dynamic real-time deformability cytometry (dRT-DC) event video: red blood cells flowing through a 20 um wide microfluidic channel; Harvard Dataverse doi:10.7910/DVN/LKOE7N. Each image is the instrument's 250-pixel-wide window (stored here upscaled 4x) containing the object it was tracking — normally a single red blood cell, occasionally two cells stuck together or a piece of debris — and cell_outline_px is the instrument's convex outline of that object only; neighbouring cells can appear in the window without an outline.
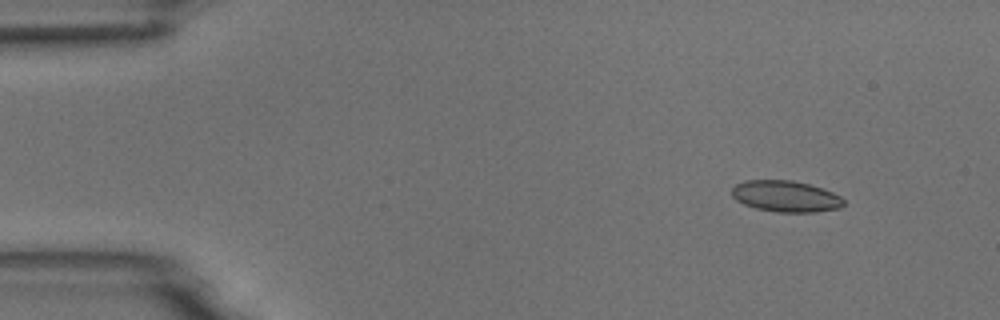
{"species": "common noctule bat (a hibernating species)", "species_latin": "Nyctalus noctula", "temperature_condition": "room temperature", "stored_images_in_passage": 50, "camera_frame_rate_fps": 3000, "um_per_image_px": 0.085, "animal": {"sex": "male", "body_mass_g": 18.8}, "frame": {"image": 1, "passage_image": 1, "time_ms": 0.0, "image_size_px": [1000, 320], "cell_outline_px": [[844, 204], [840, 208], [816, 212], [776, 212], [756, 208], [744, 204], [736, 200], [732, 196], [732, 188], [736, 184], [744, 180], [792, 180], [808, 184], [832, 192], [840, 196], [844, 200]], "centroid_in_image_um": [66.77, 16.69], "position_along_channel_um": 18.2, "area_um2": 20.35}}
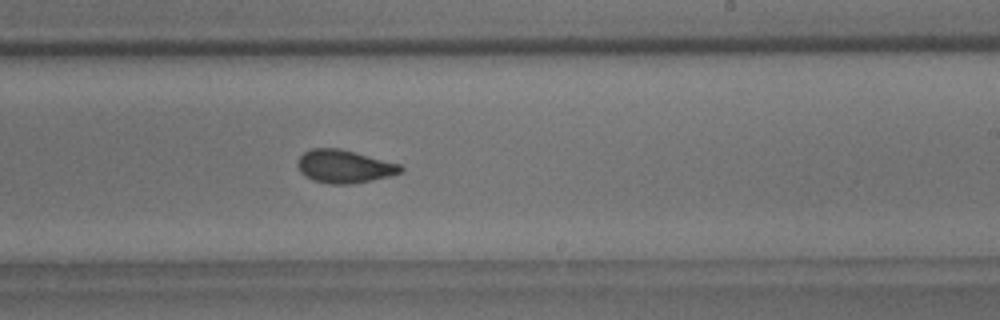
{"frame": {"image": 2, "passage_image": 28, "time_ms": 9.0, "image_size_px": [1000, 320], "cell_outline_px": [[404, 172], [372, 180], [352, 184], [332, 184], [312, 180], [304, 176], [300, 172], [296, 164], [300, 156], [304, 152], [312, 148], [340, 148], [400, 164], [404, 168]], "centroid_in_image_um": [29.25, 14.15], "position_along_channel_um": 259.8, "area_um2": 19.94}}
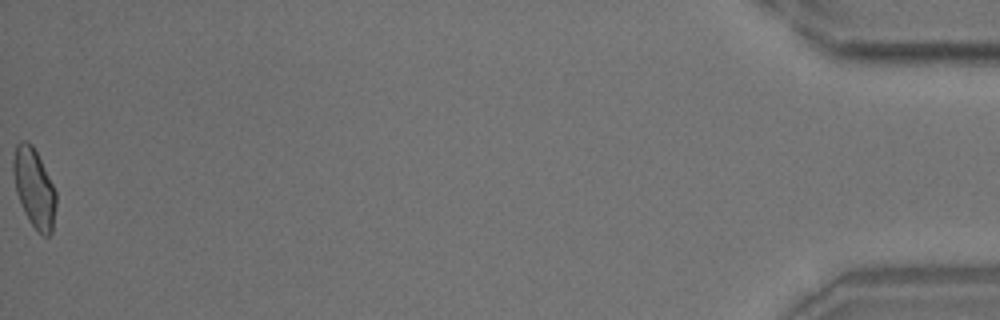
{"frame": {"image": 3, "passage_image": 50, "time_ms": 16.333, "image_size_px": [1000, 320], "cell_outline_px": [[56, 204], [52, 232], [48, 236], [44, 236], [28, 220], [24, 212], [16, 192], [12, 172], [12, 160], [16, 144], [20, 140], [28, 140], [32, 144], [56, 192]], "centroid_in_image_um": [2.87, 15.95], "position_along_channel_um": 432.3, "area_um2": 19.59}, "authors_computed_cell_mechanics": {"area_um2": 19.8832, "velocity_mm_per_s": 3.7154, "shape_relaxation_time_tau1_ms": null, "shape_relaxation_time_tau2_ms": 1.2985, "deformation_change_tau1": null, "deformation_change_tau2": 0.0799}}